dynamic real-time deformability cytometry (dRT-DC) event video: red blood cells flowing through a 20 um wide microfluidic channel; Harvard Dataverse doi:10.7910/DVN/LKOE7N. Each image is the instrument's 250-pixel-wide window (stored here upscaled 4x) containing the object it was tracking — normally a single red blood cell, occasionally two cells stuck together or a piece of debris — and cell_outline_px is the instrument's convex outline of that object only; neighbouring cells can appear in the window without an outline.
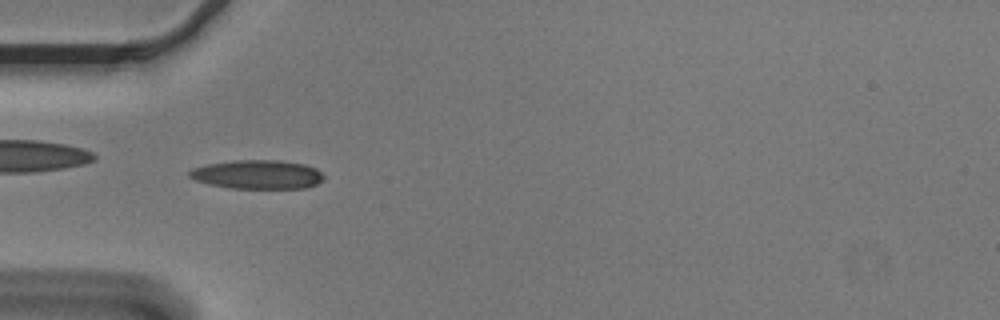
{"species": "Egyptian fruit bat (a non-hibernating species)", "species_latin": "Rousettus aegyptiacus", "temperature_condition": "cold", "stored_images_in_passage": 35, "camera_frame_rate_fps": 3000, "um_per_image_px": 0.085, "animal": {"sex": "male"}, "frame": {"image": 1, "passage_image": 1, "time_ms": 0.0, "image_size_px": [1000, 320], "cell_outline_px": [[324, 180], [308, 188], [232, 188], [208, 184], [196, 180], [188, 176], [188, 172], [192, 168], [208, 164], [236, 160], [280, 160], [304, 164], [316, 168], [324, 176]], "centroid_in_image_um": [21.9, 14.83], "position_along_channel_um": 63.1, "area_um2": 22.66}}
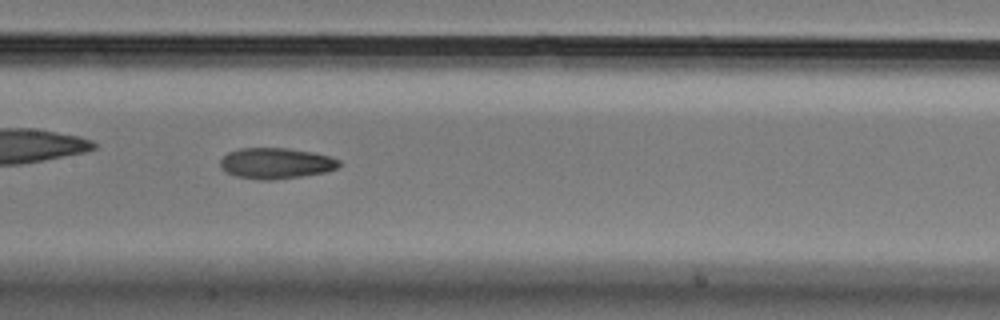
{"frame": {"image": 2, "passage_image": 11, "time_ms": 3.333, "image_size_px": [1000, 320], "cell_outline_px": [[340, 164], [336, 168], [328, 172], [276, 180], [260, 180], [236, 176], [224, 172], [220, 168], [220, 160], [228, 152], [240, 148], [288, 148], [312, 152], [328, 156], [340, 160]], "centroid_in_image_um": [23.43, 13.89], "position_along_channel_um": 184.0, "area_um2": 21.56}, "authors_computed_cell_mechanics": {"area_um2": 21.8484, "velocity_mm_per_s": 3.6404, "shape_relaxation_time_tau1_ms": null, "shape_relaxation_time_tau2_ms": 4.2937, "deformation_change_tau1": null, "deformation_change_tau2": 0.1037}}